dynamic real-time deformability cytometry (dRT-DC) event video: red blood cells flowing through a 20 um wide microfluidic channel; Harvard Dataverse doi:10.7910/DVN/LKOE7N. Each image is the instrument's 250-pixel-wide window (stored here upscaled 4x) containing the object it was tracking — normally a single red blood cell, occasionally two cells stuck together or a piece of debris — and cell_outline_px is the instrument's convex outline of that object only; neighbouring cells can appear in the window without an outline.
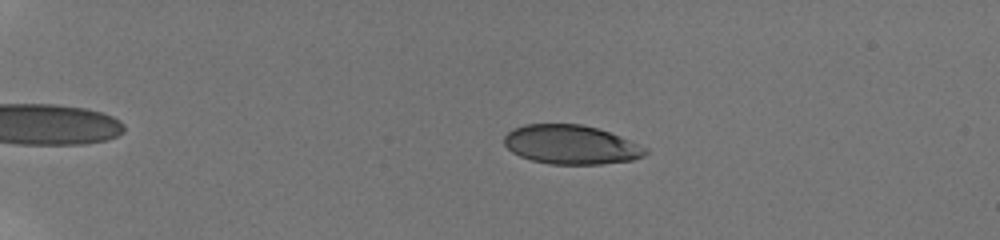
{"species": "human", "species_latin": "Homo sapiens", "temperature_condition": "room temperature", "stored_images_in_passage": 46, "camera_frame_rate_fps": 3000, "um_per_image_px": 0.085, "donor": {"sex": "male"}, "frame": {"image": 1, "passage_image": 11, "time_ms": 2.667, "image_size_px": [1000, 240], "cell_outline_px": [[648, 152], [644, 156], [632, 160], [600, 164], [548, 164], [532, 160], [520, 156], [512, 152], [504, 144], [504, 136], [512, 128], [524, 124], [580, 124], [596, 128], [620, 136], [648, 148]], "centroid_in_image_um": [48.52, 12.3], "position_along_channel_um": 36.5, "area_um2": 32.19}}
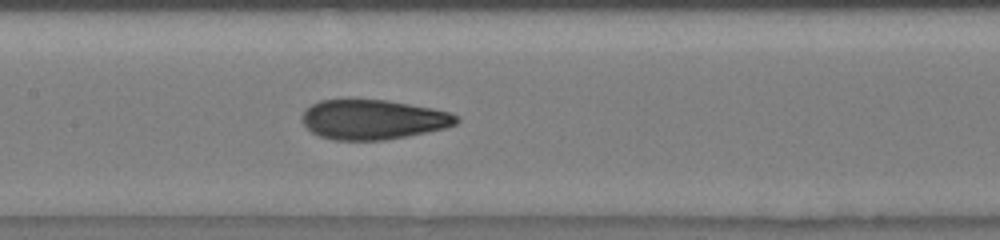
{"frame": {"image": 2, "passage_image": 24, "time_ms": 8.667, "image_size_px": [1000, 240], "cell_outline_px": [[460, 120], [456, 124], [444, 128], [384, 140], [336, 140], [320, 136], [312, 132], [300, 120], [300, 116], [312, 104], [320, 100], [348, 96], [388, 100], [432, 108], [452, 112], [460, 116]], "centroid_in_image_um": [31.68, 10.11], "position_along_channel_um": 175.7, "area_um2": 36.59}}
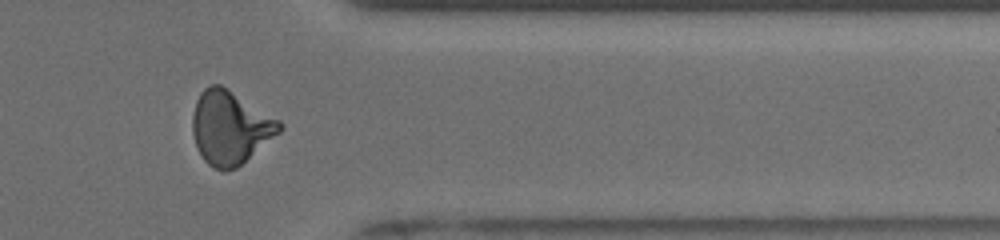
{"frame": {"image": 3, "passage_image": 39, "time_ms": 14.333, "image_size_px": [1000, 240], "cell_outline_px": [[284, 128], [280, 132], [236, 168], [224, 172], [212, 168], [204, 160], [196, 144], [192, 132], [192, 116], [196, 100], [200, 92], [208, 84], [220, 84], [280, 120], [284, 124]], "centroid_in_image_um": [19.55, 10.84], "position_along_channel_um": 391.8, "area_um2": 37.17}, "authors_computed_cell_mechanics": {"area_um2": 34.8534, "velocity_mm_per_s": 3.8828, "shape_relaxation_time_tau1_ms": 4.1962, "shape_relaxation_time_tau2_ms": 1.0822, "deformation_change_tau1": 0.1651, "deformation_change_tau2": 0.0562}}